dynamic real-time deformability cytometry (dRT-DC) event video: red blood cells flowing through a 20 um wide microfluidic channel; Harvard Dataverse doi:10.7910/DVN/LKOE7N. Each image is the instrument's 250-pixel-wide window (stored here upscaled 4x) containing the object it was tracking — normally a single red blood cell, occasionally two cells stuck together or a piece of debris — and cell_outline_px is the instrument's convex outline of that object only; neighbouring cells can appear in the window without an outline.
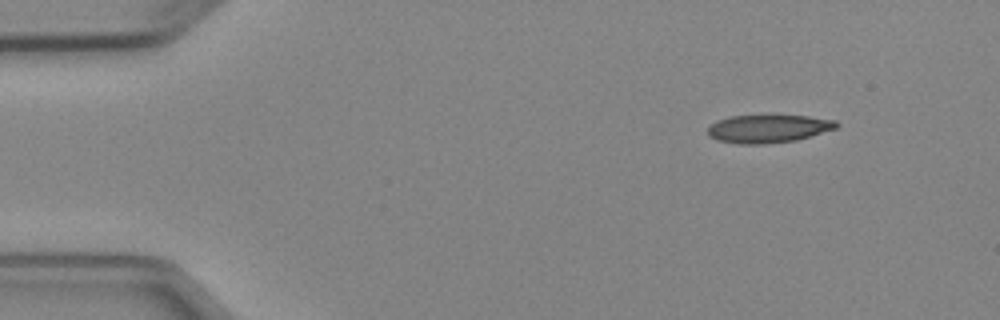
{"species": "Egyptian fruit bat (a non-hibernating species)", "species_latin": "Rousettus aegyptiacus", "temperature_condition": "cold", "stored_images_in_passage": 6, "camera_frame_rate_fps": 3000, "um_per_image_px": 0.085, "animal": {"sex": "female"}, "frame": {"image": 1, "passage_image": 1, "time_ms": 0.0, "image_size_px": [1000, 320], "cell_outline_px": [[840, 124], [836, 128], [796, 140], [764, 144], [736, 144], [716, 140], [708, 136], [708, 128], [716, 120], [728, 116], [764, 112], [808, 116], [836, 120]], "centroid_in_image_um": [65.26, 10.88], "position_along_channel_um": 19.7, "area_um2": 22.14}}
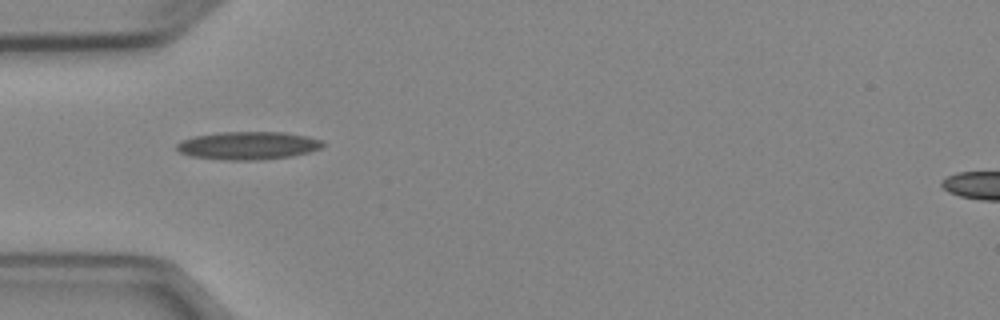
{"frame": {"image": 2, "passage_image": 4, "time_ms": 3.333, "image_size_px": [1000, 320], "cell_outline_px": [[324, 144], [320, 148], [308, 152], [292, 156], [264, 160], [228, 160], [192, 156], [180, 152], [176, 148], [176, 144], [180, 140], [196, 136], [220, 132], [284, 132], [308, 136], [324, 140]], "centroid_in_image_um": [21.11, 12.37], "position_along_channel_um": 63.9, "area_um2": 23.87}}
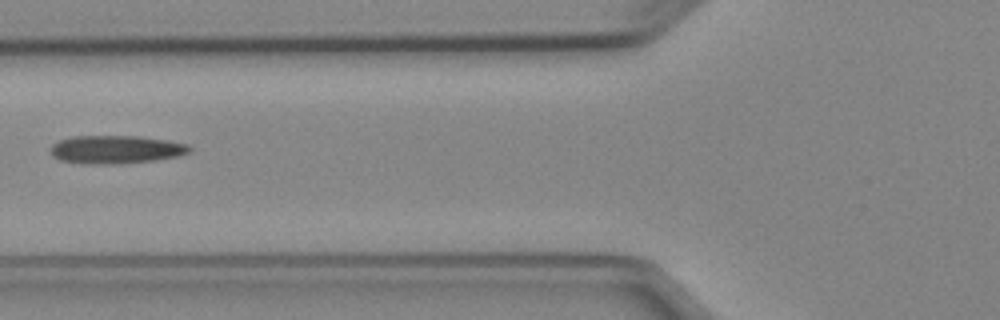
{"frame": {"image": 3, "passage_image": 5, "time_ms": 4.667, "image_size_px": [1000, 320], "cell_outline_px": [[192, 152], [180, 156], [156, 160], [116, 164], [80, 164], [60, 160], [52, 156], [52, 144], [60, 140], [72, 136], [140, 136], [188, 144], [192, 148]], "centroid_in_image_um": [9.88, 12.71], "position_along_channel_um": 115.9, "area_um2": 23.0}}